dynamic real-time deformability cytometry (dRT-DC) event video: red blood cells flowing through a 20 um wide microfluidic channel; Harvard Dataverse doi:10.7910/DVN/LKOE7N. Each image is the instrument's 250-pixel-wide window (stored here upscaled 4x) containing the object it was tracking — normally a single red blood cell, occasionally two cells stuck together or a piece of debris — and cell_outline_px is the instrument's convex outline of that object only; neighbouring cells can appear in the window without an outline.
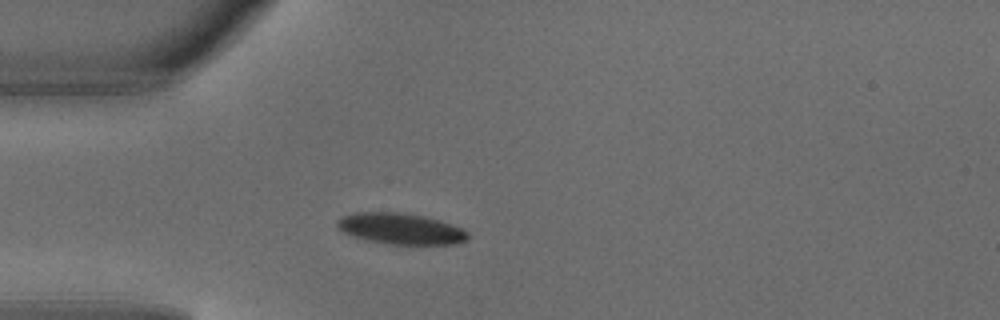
{"species": "common noctule bat (a hibernating species)", "species_latin": "Nyctalus noctula", "temperature_condition": "warm", "stored_images_in_passage": 3, "camera_frame_rate_fps": 3000, "um_per_image_px": 0.085, "animal": {"sex": "male", "body_mass_g": 18.8}, "frame": {"image": 1, "passage_image": 3, "time_ms": 0.667, "image_size_px": [1000, 320], "cell_outline_px": [[468, 240], [456, 244], [388, 244], [368, 240], [352, 236], [336, 228], [336, 220], [344, 216], [356, 212], [400, 212], [420, 216], [436, 220], [460, 228], [468, 232]], "centroid_in_image_um": [34.0, 19.45], "position_along_channel_um": 51.0, "area_um2": 23.35}}